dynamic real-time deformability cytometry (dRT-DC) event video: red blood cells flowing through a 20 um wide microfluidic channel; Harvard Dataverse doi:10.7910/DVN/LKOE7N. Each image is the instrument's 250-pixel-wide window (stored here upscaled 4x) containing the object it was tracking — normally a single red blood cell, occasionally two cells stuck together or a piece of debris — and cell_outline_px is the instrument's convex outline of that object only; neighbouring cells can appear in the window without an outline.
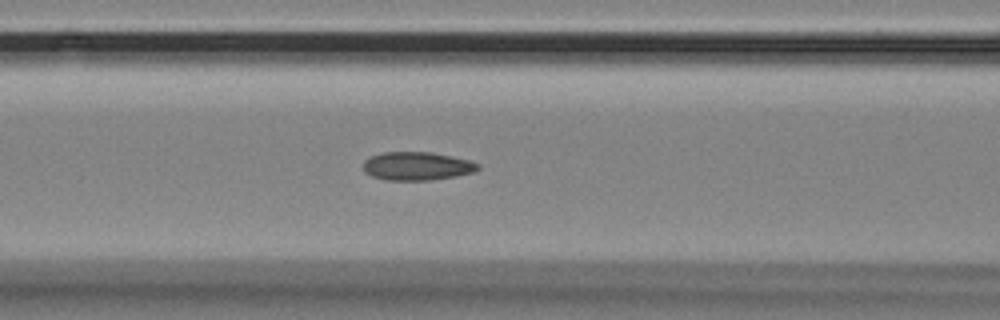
{"species": "Egyptian fruit bat (a non-hibernating species)", "species_latin": "Rousettus aegyptiacus", "temperature_condition": "room temperature", "stored_images_in_passage": 40, "camera_frame_rate_fps": 3000, "um_per_image_px": 0.085, "animal": {"sex": "female"}, "frame": {"image": 1, "passage_image": 9, "time_ms": 2.667, "image_size_px": [1000, 320], "cell_outline_px": [[480, 168], [472, 172], [456, 176], [432, 180], [384, 180], [372, 176], [364, 172], [364, 160], [372, 156], [384, 152], [432, 152], [468, 160], [480, 164]], "centroid_in_image_um": [35.43, 14.12], "position_along_channel_um": 131.2, "area_um2": 18.9}}
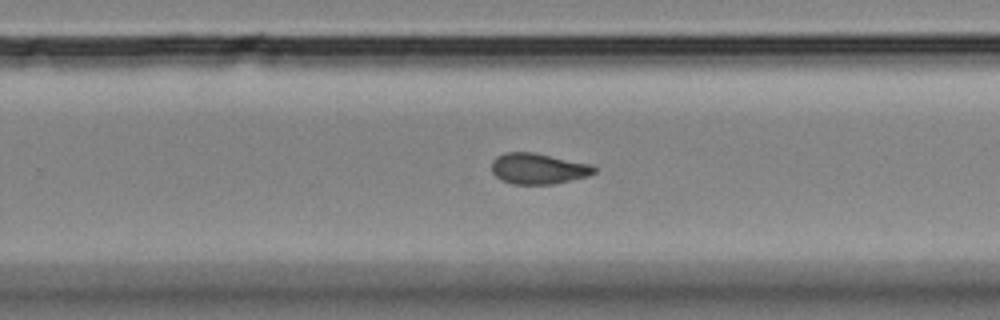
{"frame": {"image": 2, "passage_image": 22, "time_ms": 7.0, "image_size_px": [1000, 320], "cell_outline_px": [[596, 172], [588, 176], [552, 184], [512, 184], [500, 180], [492, 172], [492, 160], [496, 156], [504, 152], [532, 152], [592, 164], [596, 168]], "centroid_in_image_um": [45.73, 14.33], "position_along_channel_um": 284.1, "area_um2": 18.5}}
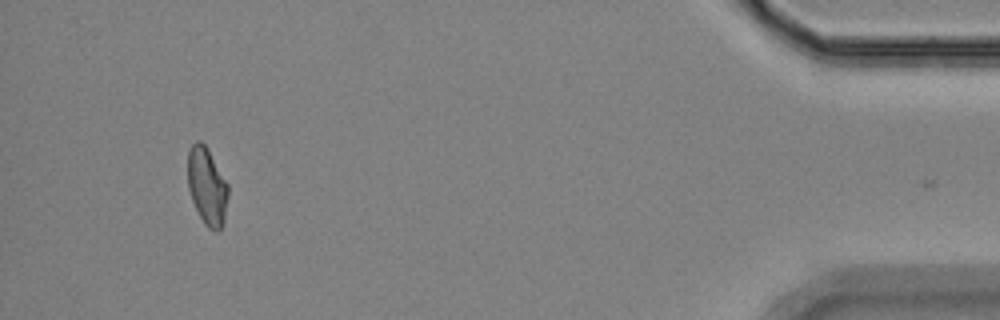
{"frame": {"image": 3, "passage_image": 39, "time_ms": 12.667, "image_size_px": [1000, 320], "cell_outline_px": [[228, 196], [224, 224], [216, 232], [208, 228], [204, 224], [192, 200], [188, 188], [188, 152], [192, 144], [196, 140], [200, 140], [208, 148], [228, 184]], "centroid_in_image_um": [17.61, 15.83], "position_along_channel_um": 417.6, "area_um2": 18.32}, "authors_computed_cell_mechanics": {"area_um2": 18.4093, "velocity_mm_per_s": 3.54, "shape_relaxation_time_tau1_ms": null, "shape_relaxation_time_tau2_ms": 1.9415, "deformation_change_tau1": null, "deformation_change_tau2": 0.0767}}